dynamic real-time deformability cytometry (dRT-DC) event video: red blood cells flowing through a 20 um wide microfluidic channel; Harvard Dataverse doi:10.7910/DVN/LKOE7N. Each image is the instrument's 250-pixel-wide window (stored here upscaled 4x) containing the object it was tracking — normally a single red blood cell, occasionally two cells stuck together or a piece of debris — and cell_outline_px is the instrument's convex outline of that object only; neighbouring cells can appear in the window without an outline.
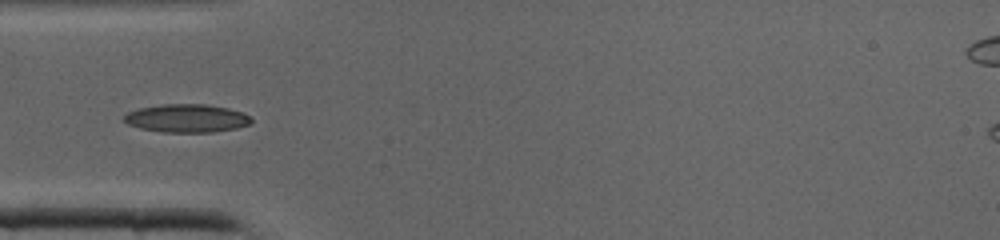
{"species": "common noctule bat (a hibernating species)", "species_latin": "Nyctalus noctula", "temperature_condition": "cold", "stored_images_in_passage": 29, "camera_frame_rate_fps": 3000, "um_per_image_px": 0.085, "animal": {"sex": "male", "body_mass_g": 19.0, "forearm_length_mm": 50.8}, "frame": {"image": 1, "passage_image": 1, "time_ms": 0.0, "image_size_px": [1000, 240], "cell_outline_px": [[252, 124], [236, 128], [212, 132], [160, 132], [140, 128], [128, 124], [124, 120], [124, 116], [128, 112], [140, 108], [164, 104], [204, 104], [228, 108], [240, 112], [248, 116], [252, 120]], "centroid_in_image_um": [15.87, 10.06], "position_along_channel_um": 69.1, "area_um2": 20.75}}
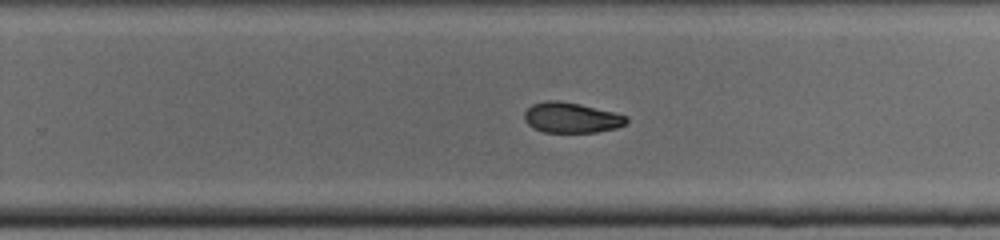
{"frame": {"image": 2, "passage_image": 14, "time_ms": 4.333, "image_size_px": [1000, 240], "cell_outline_px": [[628, 124], [616, 128], [596, 132], [544, 132], [532, 128], [524, 120], [524, 112], [532, 104], [544, 100], [556, 100], [580, 104], [628, 116]], "centroid_in_image_um": [48.55, 10.0], "position_along_channel_um": 281.2, "area_um2": 18.15}}
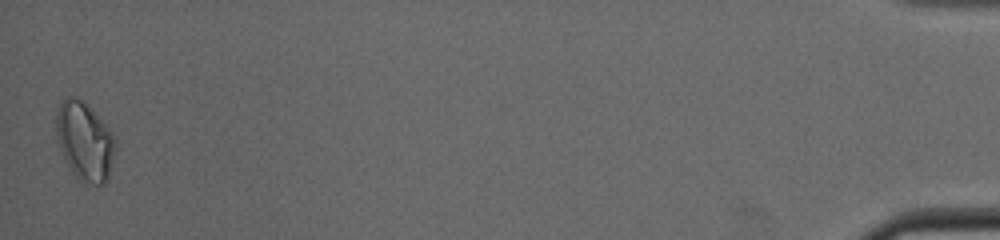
{"frame": {"image": 3, "passage_image": 29, "time_ms": 9.333, "image_size_px": [1000, 240], "cell_outline_px": [[116, 144], [108, 176], [104, 184], [92, 184], [80, 180], [72, 172], [64, 156], [56, 136], [56, 112], [60, 100], [68, 96], [76, 96], [112, 132], [116, 140]], "centroid_in_image_um": [7.17, 11.99], "position_along_channel_um": 428.0, "area_um2": 26.41}}